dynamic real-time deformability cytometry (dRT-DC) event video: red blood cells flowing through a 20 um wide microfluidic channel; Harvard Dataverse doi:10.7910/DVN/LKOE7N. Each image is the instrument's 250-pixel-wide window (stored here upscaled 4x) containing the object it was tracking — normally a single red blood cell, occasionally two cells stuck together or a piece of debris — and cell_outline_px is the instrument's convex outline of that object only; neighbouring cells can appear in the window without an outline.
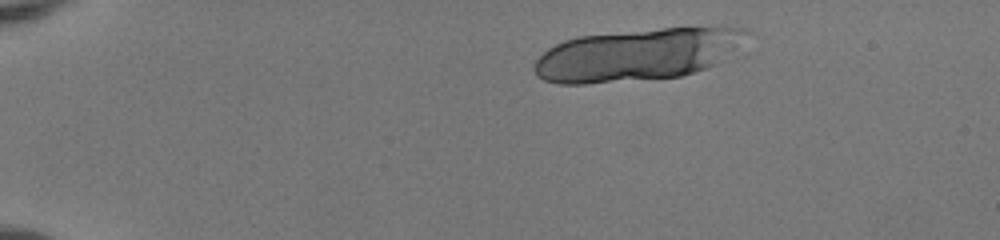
{"species": "human", "species_latin": "Homo sapiens", "temperature_condition": "room temperature", "stored_images_in_passage": 17, "camera_frame_rate_fps": 3000, "um_per_image_px": 0.085, "donor": {"sex": "female"}, "frame": {"image": 1, "passage_image": 5, "time_ms": 1.333, "image_size_px": [1000, 240], "cell_outline_px": [[752, 32], [716, 64], [680, 76], [584, 84], [560, 84], [544, 80], [536, 76], [532, 68], [536, 60], [548, 48], [564, 40], [580, 36], [664, 28], [748, 28]], "centroid_in_image_um": [54.08, 4.65], "position_along_channel_um": 30.9, "area_um2": 63.52}}